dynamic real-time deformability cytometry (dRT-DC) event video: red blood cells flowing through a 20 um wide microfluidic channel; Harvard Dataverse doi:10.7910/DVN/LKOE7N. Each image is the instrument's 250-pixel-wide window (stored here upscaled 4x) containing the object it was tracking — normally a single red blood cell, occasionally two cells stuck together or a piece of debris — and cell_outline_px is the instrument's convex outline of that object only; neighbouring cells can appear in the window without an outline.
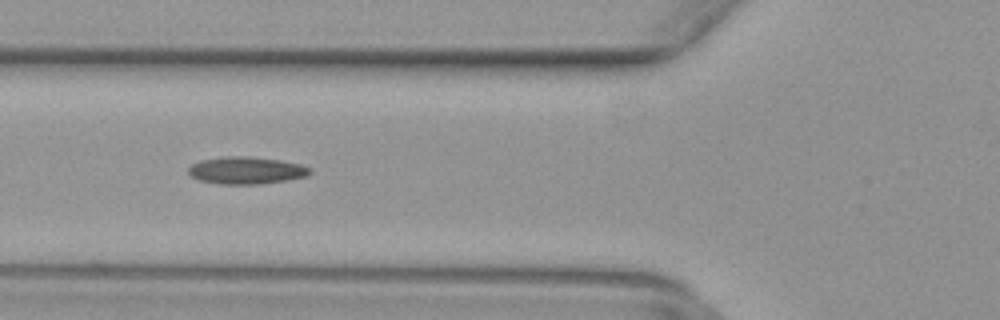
{"species": "common noctule bat (a hibernating species)", "species_latin": "Nyctalus noctula", "temperature_condition": "warm", "stored_images_in_passage": 26, "camera_frame_rate_fps": 3000, "um_per_image_px": 0.085, "animal": {"sex": "female", "body_mass_g": 29.2, "forearm_length_mm": 56.3}, "frame": {"image": 1, "passage_image": 5, "time_ms": 1.333, "image_size_px": [1000, 320], "cell_outline_px": [[312, 172], [308, 176], [260, 184], [220, 184], [200, 180], [192, 176], [188, 172], [188, 168], [192, 164], [200, 160], [228, 156], [248, 156], [280, 160], [300, 164], [312, 168]], "centroid_in_image_um": [20.95, 14.48], "position_along_channel_um": 104.8, "area_um2": 19.25}}
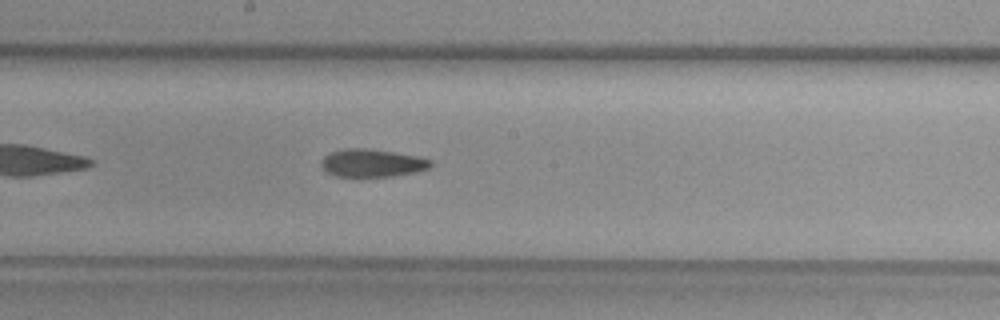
{"frame": {"image": 2, "passage_image": 13, "time_ms": 4.0, "image_size_px": [1000, 320], "cell_outline_px": [[432, 164], [428, 168], [416, 172], [392, 176], [336, 176], [324, 172], [320, 164], [320, 160], [324, 156], [332, 152], [344, 148], [368, 148], [416, 156], [432, 160]], "centroid_in_image_um": [31.58, 13.85], "position_along_channel_um": 216.6, "area_um2": 17.74}}
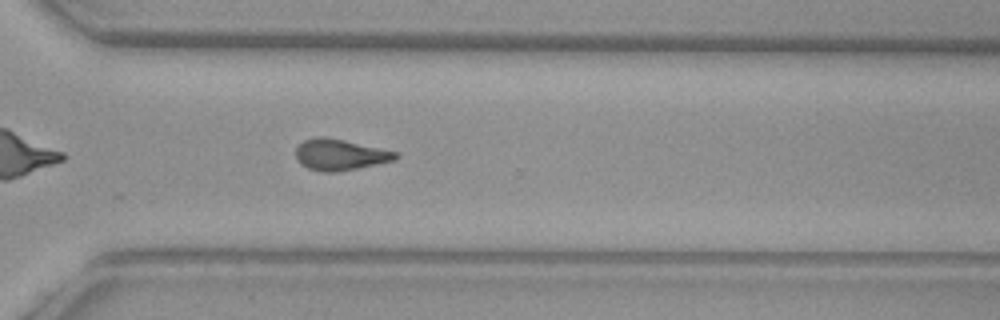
{"frame": {"image": 3, "passage_image": 22, "time_ms": 7.0, "image_size_px": [1000, 320], "cell_outline_px": [[400, 156], [396, 160], [336, 172], [324, 172], [308, 168], [300, 164], [296, 160], [296, 148], [304, 140], [320, 136], [324, 136], [344, 140], [396, 152]], "centroid_in_image_um": [28.87, 13.15], "position_along_channel_um": 341.7, "area_um2": 17.92}}